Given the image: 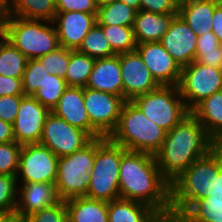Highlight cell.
Here are the masks:
<instances>
[{
    "label": "cell",
    "instance_id": "6da1fadb",
    "mask_svg": "<svg viewBox=\"0 0 222 222\" xmlns=\"http://www.w3.org/2000/svg\"><path fill=\"white\" fill-rule=\"evenodd\" d=\"M216 215H222V145L195 160L171 183L174 219Z\"/></svg>",
    "mask_w": 222,
    "mask_h": 222
},
{
    "label": "cell",
    "instance_id": "7a4b0ae2",
    "mask_svg": "<svg viewBox=\"0 0 222 222\" xmlns=\"http://www.w3.org/2000/svg\"><path fill=\"white\" fill-rule=\"evenodd\" d=\"M119 191L120 198L146 204L160 216H171V184L155 155L126 150L120 161Z\"/></svg>",
    "mask_w": 222,
    "mask_h": 222
},
{
    "label": "cell",
    "instance_id": "3957f363",
    "mask_svg": "<svg viewBox=\"0 0 222 222\" xmlns=\"http://www.w3.org/2000/svg\"><path fill=\"white\" fill-rule=\"evenodd\" d=\"M218 144L190 112L166 132L161 149L155 154L157 166L171 184L195 160L208 155Z\"/></svg>",
    "mask_w": 222,
    "mask_h": 222
},
{
    "label": "cell",
    "instance_id": "277c9868",
    "mask_svg": "<svg viewBox=\"0 0 222 222\" xmlns=\"http://www.w3.org/2000/svg\"><path fill=\"white\" fill-rule=\"evenodd\" d=\"M166 131L148 119L132 101H125L119 122L109 138L127 151L155 155L162 147Z\"/></svg>",
    "mask_w": 222,
    "mask_h": 222
},
{
    "label": "cell",
    "instance_id": "5b68a950",
    "mask_svg": "<svg viewBox=\"0 0 222 222\" xmlns=\"http://www.w3.org/2000/svg\"><path fill=\"white\" fill-rule=\"evenodd\" d=\"M125 151L126 149L109 137L96 138V156L85 197L106 202L120 198V161Z\"/></svg>",
    "mask_w": 222,
    "mask_h": 222
},
{
    "label": "cell",
    "instance_id": "8992f818",
    "mask_svg": "<svg viewBox=\"0 0 222 222\" xmlns=\"http://www.w3.org/2000/svg\"><path fill=\"white\" fill-rule=\"evenodd\" d=\"M49 23L52 22L7 16L5 39L28 59H37L60 47L55 26Z\"/></svg>",
    "mask_w": 222,
    "mask_h": 222
},
{
    "label": "cell",
    "instance_id": "52a82bcc",
    "mask_svg": "<svg viewBox=\"0 0 222 222\" xmlns=\"http://www.w3.org/2000/svg\"><path fill=\"white\" fill-rule=\"evenodd\" d=\"M96 156V138L82 149L59 157L56 191L60 200L86 196Z\"/></svg>",
    "mask_w": 222,
    "mask_h": 222
},
{
    "label": "cell",
    "instance_id": "ba28073f",
    "mask_svg": "<svg viewBox=\"0 0 222 222\" xmlns=\"http://www.w3.org/2000/svg\"><path fill=\"white\" fill-rule=\"evenodd\" d=\"M132 102L149 120L166 132L190 113L178 86H160L152 92L136 96Z\"/></svg>",
    "mask_w": 222,
    "mask_h": 222
},
{
    "label": "cell",
    "instance_id": "9c48e42d",
    "mask_svg": "<svg viewBox=\"0 0 222 222\" xmlns=\"http://www.w3.org/2000/svg\"><path fill=\"white\" fill-rule=\"evenodd\" d=\"M178 89L191 112L205 98L222 90V69L193 61L181 68Z\"/></svg>",
    "mask_w": 222,
    "mask_h": 222
},
{
    "label": "cell",
    "instance_id": "30bf717a",
    "mask_svg": "<svg viewBox=\"0 0 222 222\" xmlns=\"http://www.w3.org/2000/svg\"><path fill=\"white\" fill-rule=\"evenodd\" d=\"M57 157L48 147L39 143L22 145L19 155L17 182L55 183L58 170ZM21 174V179L18 177Z\"/></svg>",
    "mask_w": 222,
    "mask_h": 222
},
{
    "label": "cell",
    "instance_id": "8fae6325",
    "mask_svg": "<svg viewBox=\"0 0 222 222\" xmlns=\"http://www.w3.org/2000/svg\"><path fill=\"white\" fill-rule=\"evenodd\" d=\"M91 140L85 131L50 112L45 119L39 144L48 147L57 157H61L82 149Z\"/></svg>",
    "mask_w": 222,
    "mask_h": 222
},
{
    "label": "cell",
    "instance_id": "7c38bea8",
    "mask_svg": "<svg viewBox=\"0 0 222 222\" xmlns=\"http://www.w3.org/2000/svg\"><path fill=\"white\" fill-rule=\"evenodd\" d=\"M124 103L120 96L84 87V106L90 123L104 137L116 129Z\"/></svg>",
    "mask_w": 222,
    "mask_h": 222
},
{
    "label": "cell",
    "instance_id": "4fadbf2b",
    "mask_svg": "<svg viewBox=\"0 0 222 222\" xmlns=\"http://www.w3.org/2000/svg\"><path fill=\"white\" fill-rule=\"evenodd\" d=\"M51 111L31 95H24L12 124L15 141L21 145L39 143Z\"/></svg>",
    "mask_w": 222,
    "mask_h": 222
},
{
    "label": "cell",
    "instance_id": "5bb4252c",
    "mask_svg": "<svg viewBox=\"0 0 222 222\" xmlns=\"http://www.w3.org/2000/svg\"><path fill=\"white\" fill-rule=\"evenodd\" d=\"M119 60L125 101L160 87L136 50L119 54Z\"/></svg>",
    "mask_w": 222,
    "mask_h": 222
},
{
    "label": "cell",
    "instance_id": "9a60e30c",
    "mask_svg": "<svg viewBox=\"0 0 222 222\" xmlns=\"http://www.w3.org/2000/svg\"><path fill=\"white\" fill-rule=\"evenodd\" d=\"M135 50L160 86H178L181 67L164 49L161 42L137 44Z\"/></svg>",
    "mask_w": 222,
    "mask_h": 222
},
{
    "label": "cell",
    "instance_id": "2e32d148",
    "mask_svg": "<svg viewBox=\"0 0 222 222\" xmlns=\"http://www.w3.org/2000/svg\"><path fill=\"white\" fill-rule=\"evenodd\" d=\"M97 13L57 12L53 24L61 47L77 50L84 37L97 23ZM56 24V25H55Z\"/></svg>",
    "mask_w": 222,
    "mask_h": 222
},
{
    "label": "cell",
    "instance_id": "e0dca14e",
    "mask_svg": "<svg viewBox=\"0 0 222 222\" xmlns=\"http://www.w3.org/2000/svg\"><path fill=\"white\" fill-rule=\"evenodd\" d=\"M160 42L181 68L194 61L197 35L179 14L173 18Z\"/></svg>",
    "mask_w": 222,
    "mask_h": 222
},
{
    "label": "cell",
    "instance_id": "ac0fdd59",
    "mask_svg": "<svg viewBox=\"0 0 222 222\" xmlns=\"http://www.w3.org/2000/svg\"><path fill=\"white\" fill-rule=\"evenodd\" d=\"M51 112L70 125L85 131L92 139L102 137L90 123L84 106V88L82 87L68 86Z\"/></svg>",
    "mask_w": 222,
    "mask_h": 222
},
{
    "label": "cell",
    "instance_id": "d6986e66",
    "mask_svg": "<svg viewBox=\"0 0 222 222\" xmlns=\"http://www.w3.org/2000/svg\"><path fill=\"white\" fill-rule=\"evenodd\" d=\"M20 189L14 219L30 216L60 201L55 183H22Z\"/></svg>",
    "mask_w": 222,
    "mask_h": 222
},
{
    "label": "cell",
    "instance_id": "ffe728a7",
    "mask_svg": "<svg viewBox=\"0 0 222 222\" xmlns=\"http://www.w3.org/2000/svg\"><path fill=\"white\" fill-rule=\"evenodd\" d=\"M86 87L123 98L119 54L96 59Z\"/></svg>",
    "mask_w": 222,
    "mask_h": 222
},
{
    "label": "cell",
    "instance_id": "44dd1931",
    "mask_svg": "<svg viewBox=\"0 0 222 222\" xmlns=\"http://www.w3.org/2000/svg\"><path fill=\"white\" fill-rule=\"evenodd\" d=\"M176 15L178 14H158L139 10L133 25L136 43L160 42Z\"/></svg>",
    "mask_w": 222,
    "mask_h": 222
},
{
    "label": "cell",
    "instance_id": "7402d4cb",
    "mask_svg": "<svg viewBox=\"0 0 222 222\" xmlns=\"http://www.w3.org/2000/svg\"><path fill=\"white\" fill-rule=\"evenodd\" d=\"M222 0H192L178 9V14L197 36L212 31L213 14Z\"/></svg>",
    "mask_w": 222,
    "mask_h": 222
},
{
    "label": "cell",
    "instance_id": "603a6c76",
    "mask_svg": "<svg viewBox=\"0 0 222 222\" xmlns=\"http://www.w3.org/2000/svg\"><path fill=\"white\" fill-rule=\"evenodd\" d=\"M160 215L146 204L117 198L108 202V222H155Z\"/></svg>",
    "mask_w": 222,
    "mask_h": 222
},
{
    "label": "cell",
    "instance_id": "cb8c5ba5",
    "mask_svg": "<svg viewBox=\"0 0 222 222\" xmlns=\"http://www.w3.org/2000/svg\"><path fill=\"white\" fill-rule=\"evenodd\" d=\"M191 113L206 128L210 137L222 145V90L205 98Z\"/></svg>",
    "mask_w": 222,
    "mask_h": 222
},
{
    "label": "cell",
    "instance_id": "d4e9b609",
    "mask_svg": "<svg viewBox=\"0 0 222 222\" xmlns=\"http://www.w3.org/2000/svg\"><path fill=\"white\" fill-rule=\"evenodd\" d=\"M69 222H108V202L85 196L65 200Z\"/></svg>",
    "mask_w": 222,
    "mask_h": 222
},
{
    "label": "cell",
    "instance_id": "484cf974",
    "mask_svg": "<svg viewBox=\"0 0 222 222\" xmlns=\"http://www.w3.org/2000/svg\"><path fill=\"white\" fill-rule=\"evenodd\" d=\"M56 0H11L8 16L53 22Z\"/></svg>",
    "mask_w": 222,
    "mask_h": 222
},
{
    "label": "cell",
    "instance_id": "4316f807",
    "mask_svg": "<svg viewBox=\"0 0 222 222\" xmlns=\"http://www.w3.org/2000/svg\"><path fill=\"white\" fill-rule=\"evenodd\" d=\"M94 58L78 50L70 51V61L65 74V81L69 87H86L92 72Z\"/></svg>",
    "mask_w": 222,
    "mask_h": 222
},
{
    "label": "cell",
    "instance_id": "83f0119b",
    "mask_svg": "<svg viewBox=\"0 0 222 222\" xmlns=\"http://www.w3.org/2000/svg\"><path fill=\"white\" fill-rule=\"evenodd\" d=\"M136 13L137 11L126 3L115 1L99 7L96 20L98 25L133 27Z\"/></svg>",
    "mask_w": 222,
    "mask_h": 222
},
{
    "label": "cell",
    "instance_id": "f1b7e54d",
    "mask_svg": "<svg viewBox=\"0 0 222 222\" xmlns=\"http://www.w3.org/2000/svg\"><path fill=\"white\" fill-rule=\"evenodd\" d=\"M28 58L7 39L0 40V75L22 78Z\"/></svg>",
    "mask_w": 222,
    "mask_h": 222
},
{
    "label": "cell",
    "instance_id": "f546056e",
    "mask_svg": "<svg viewBox=\"0 0 222 222\" xmlns=\"http://www.w3.org/2000/svg\"><path fill=\"white\" fill-rule=\"evenodd\" d=\"M81 53L94 58H108L116 55L106 39L103 29L96 23L84 37L82 44L77 49Z\"/></svg>",
    "mask_w": 222,
    "mask_h": 222
},
{
    "label": "cell",
    "instance_id": "4dcf8cb0",
    "mask_svg": "<svg viewBox=\"0 0 222 222\" xmlns=\"http://www.w3.org/2000/svg\"><path fill=\"white\" fill-rule=\"evenodd\" d=\"M109 41L112 51L118 55L135 51L137 43L135 41L133 27H125L120 25H99Z\"/></svg>",
    "mask_w": 222,
    "mask_h": 222
},
{
    "label": "cell",
    "instance_id": "1f68e13d",
    "mask_svg": "<svg viewBox=\"0 0 222 222\" xmlns=\"http://www.w3.org/2000/svg\"><path fill=\"white\" fill-rule=\"evenodd\" d=\"M67 87L65 79L57 75L48 74L43 84L39 86L32 96L52 111Z\"/></svg>",
    "mask_w": 222,
    "mask_h": 222
},
{
    "label": "cell",
    "instance_id": "d6a6232c",
    "mask_svg": "<svg viewBox=\"0 0 222 222\" xmlns=\"http://www.w3.org/2000/svg\"><path fill=\"white\" fill-rule=\"evenodd\" d=\"M17 176L0 175V217L14 219L18 186Z\"/></svg>",
    "mask_w": 222,
    "mask_h": 222
},
{
    "label": "cell",
    "instance_id": "836d02e7",
    "mask_svg": "<svg viewBox=\"0 0 222 222\" xmlns=\"http://www.w3.org/2000/svg\"><path fill=\"white\" fill-rule=\"evenodd\" d=\"M64 47H58L56 50L44 56L38 57L37 60L46 69L48 74L57 75L65 79V74L70 61V51Z\"/></svg>",
    "mask_w": 222,
    "mask_h": 222
},
{
    "label": "cell",
    "instance_id": "e575fe53",
    "mask_svg": "<svg viewBox=\"0 0 222 222\" xmlns=\"http://www.w3.org/2000/svg\"><path fill=\"white\" fill-rule=\"evenodd\" d=\"M48 76L46 69L37 59H28L22 77L24 95H33Z\"/></svg>",
    "mask_w": 222,
    "mask_h": 222
},
{
    "label": "cell",
    "instance_id": "d590c367",
    "mask_svg": "<svg viewBox=\"0 0 222 222\" xmlns=\"http://www.w3.org/2000/svg\"><path fill=\"white\" fill-rule=\"evenodd\" d=\"M21 148L16 141L0 144V175L17 176Z\"/></svg>",
    "mask_w": 222,
    "mask_h": 222
},
{
    "label": "cell",
    "instance_id": "8d00e7d4",
    "mask_svg": "<svg viewBox=\"0 0 222 222\" xmlns=\"http://www.w3.org/2000/svg\"><path fill=\"white\" fill-rule=\"evenodd\" d=\"M15 220L16 222H69L66 202L60 200L56 204L30 216Z\"/></svg>",
    "mask_w": 222,
    "mask_h": 222
},
{
    "label": "cell",
    "instance_id": "74e56055",
    "mask_svg": "<svg viewBox=\"0 0 222 222\" xmlns=\"http://www.w3.org/2000/svg\"><path fill=\"white\" fill-rule=\"evenodd\" d=\"M24 95L0 96V119L13 124L17 117V112Z\"/></svg>",
    "mask_w": 222,
    "mask_h": 222
},
{
    "label": "cell",
    "instance_id": "f35d334b",
    "mask_svg": "<svg viewBox=\"0 0 222 222\" xmlns=\"http://www.w3.org/2000/svg\"><path fill=\"white\" fill-rule=\"evenodd\" d=\"M56 10L57 12L97 13L98 7L95 0H56Z\"/></svg>",
    "mask_w": 222,
    "mask_h": 222
},
{
    "label": "cell",
    "instance_id": "ab89813d",
    "mask_svg": "<svg viewBox=\"0 0 222 222\" xmlns=\"http://www.w3.org/2000/svg\"><path fill=\"white\" fill-rule=\"evenodd\" d=\"M140 10L158 14H178L172 0H140Z\"/></svg>",
    "mask_w": 222,
    "mask_h": 222
},
{
    "label": "cell",
    "instance_id": "60d3db41",
    "mask_svg": "<svg viewBox=\"0 0 222 222\" xmlns=\"http://www.w3.org/2000/svg\"><path fill=\"white\" fill-rule=\"evenodd\" d=\"M194 61L206 66L222 69V44H220L215 50L196 51Z\"/></svg>",
    "mask_w": 222,
    "mask_h": 222
},
{
    "label": "cell",
    "instance_id": "b9f144b4",
    "mask_svg": "<svg viewBox=\"0 0 222 222\" xmlns=\"http://www.w3.org/2000/svg\"><path fill=\"white\" fill-rule=\"evenodd\" d=\"M6 95H24L22 88V78L0 75V96Z\"/></svg>",
    "mask_w": 222,
    "mask_h": 222
},
{
    "label": "cell",
    "instance_id": "7bdbcfd3",
    "mask_svg": "<svg viewBox=\"0 0 222 222\" xmlns=\"http://www.w3.org/2000/svg\"><path fill=\"white\" fill-rule=\"evenodd\" d=\"M220 45L217 36L212 32H207L204 35L197 36L196 51L215 50Z\"/></svg>",
    "mask_w": 222,
    "mask_h": 222
},
{
    "label": "cell",
    "instance_id": "ee69618b",
    "mask_svg": "<svg viewBox=\"0 0 222 222\" xmlns=\"http://www.w3.org/2000/svg\"><path fill=\"white\" fill-rule=\"evenodd\" d=\"M212 32L222 44V2L214 10Z\"/></svg>",
    "mask_w": 222,
    "mask_h": 222
},
{
    "label": "cell",
    "instance_id": "f6af8a7d",
    "mask_svg": "<svg viewBox=\"0 0 222 222\" xmlns=\"http://www.w3.org/2000/svg\"><path fill=\"white\" fill-rule=\"evenodd\" d=\"M15 141L12 124L0 119V144Z\"/></svg>",
    "mask_w": 222,
    "mask_h": 222
},
{
    "label": "cell",
    "instance_id": "bcb514c9",
    "mask_svg": "<svg viewBox=\"0 0 222 222\" xmlns=\"http://www.w3.org/2000/svg\"><path fill=\"white\" fill-rule=\"evenodd\" d=\"M161 222H199V217L195 219H174L172 216H161Z\"/></svg>",
    "mask_w": 222,
    "mask_h": 222
},
{
    "label": "cell",
    "instance_id": "7dc6e473",
    "mask_svg": "<svg viewBox=\"0 0 222 222\" xmlns=\"http://www.w3.org/2000/svg\"><path fill=\"white\" fill-rule=\"evenodd\" d=\"M7 15L0 10V39L5 38V23Z\"/></svg>",
    "mask_w": 222,
    "mask_h": 222
},
{
    "label": "cell",
    "instance_id": "c3c4849f",
    "mask_svg": "<svg viewBox=\"0 0 222 222\" xmlns=\"http://www.w3.org/2000/svg\"><path fill=\"white\" fill-rule=\"evenodd\" d=\"M199 222H222V215L202 216L199 217Z\"/></svg>",
    "mask_w": 222,
    "mask_h": 222
},
{
    "label": "cell",
    "instance_id": "681fc988",
    "mask_svg": "<svg viewBox=\"0 0 222 222\" xmlns=\"http://www.w3.org/2000/svg\"><path fill=\"white\" fill-rule=\"evenodd\" d=\"M11 8V0H0V10L4 12L7 16Z\"/></svg>",
    "mask_w": 222,
    "mask_h": 222
},
{
    "label": "cell",
    "instance_id": "f907efd6",
    "mask_svg": "<svg viewBox=\"0 0 222 222\" xmlns=\"http://www.w3.org/2000/svg\"><path fill=\"white\" fill-rule=\"evenodd\" d=\"M126 3L131 8H134L137 12L140 10V0H117Z\"/></svg>",
    "mask_w": 222,
    "mask_h": 222
},
{
    "label": "cell",
    "instance_id": "816d5d0a",
    "mask_svg": "<svg viewBox=\"0 0 222 222\" xmlns=\"http://www.w3.org/2000/svg\"><path fill=\"white\" fill-rule=\"evenodd\" d=\"M117 0H95L97 7H102L107 4L114 3Z\"/></svg>",
    "mask_w": 222,
    "mask_h": 222
},
{
    "label": "cell",
    "instance_id": "f5cc1de1",
    "mask_svg": "<svg viewBox=\"0 0 222 222\" xmlns=\"http://www.w3.org/2000/svg\"><path fill=\"white\" fill-rule=\"evenodd\" d=\"M192 0H172V2L175 4V6L179 9L181 6L188 4Z\"/></svg>",
    "mask_w": 222,
    "mask_h": 222
},
{
    "label": "cell",
    "instance_id": "db71d44e",
    "mask_svg": "<svg viewBox=\"0 0 222 222\" xmlns=\"http://www.w3.org/2000/svg\"><path fill=\"white\" fill-rule=\"evenodd\" d=\"M0 222H16L15 219L0 217Z\"/></svg>",
    "mask_w": 222,
    "mask_h": 222
},
{
    "label": "cell",
    "instance_id": "11a10c76",
    "mask_svg": "<svg viewBox=\"0 0 222 222\" xmlns=\"http://www.w3.org/2000/svg\"><path fill=\"white\" fill-rule=\"evenodd\" d=\"M155 222H161V216Z\"/></svg>",
    "mask_w": 222,
    "mask_h": 222
}]
</instances>
